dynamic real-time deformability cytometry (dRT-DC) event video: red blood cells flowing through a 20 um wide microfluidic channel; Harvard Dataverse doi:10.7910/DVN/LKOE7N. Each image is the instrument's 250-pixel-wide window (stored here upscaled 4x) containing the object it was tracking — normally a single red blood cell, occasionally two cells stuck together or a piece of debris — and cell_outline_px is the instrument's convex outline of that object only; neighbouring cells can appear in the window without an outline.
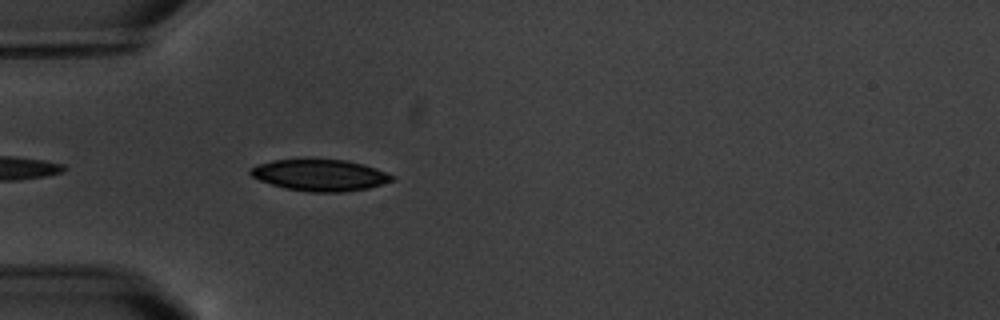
{"species": "common noctule bat (a hibernating species)", "species_latin": "Nyctalus noctula", "temperature_condition": "warm", "stored_images_in_passage": 5, "camera_frame_rate_fps": 3000, "um_per_image_px": 0.085, "animal": {"sex": "male", "body_mass_g": 20.1, "forearm_length_mm": 53.5}, "frame": {"image": 1, "passage_image": 5, "time_ms": 5.333, "image_size_px": [1000, 320], "cell_outline_px": [[396, 180], [368, 188], [344, 192], [312, 192], [284, 188], [260, 180], [252, 176], [248, 172], [252, 168], [260, 164], [272, 160], [348, 160], [364, 164], [376, 168], [396, 176]], "centroid_in_image_um": [27.26, 14.9], "position_along_channel_um": 57.7, "area_um2": 25.84}}